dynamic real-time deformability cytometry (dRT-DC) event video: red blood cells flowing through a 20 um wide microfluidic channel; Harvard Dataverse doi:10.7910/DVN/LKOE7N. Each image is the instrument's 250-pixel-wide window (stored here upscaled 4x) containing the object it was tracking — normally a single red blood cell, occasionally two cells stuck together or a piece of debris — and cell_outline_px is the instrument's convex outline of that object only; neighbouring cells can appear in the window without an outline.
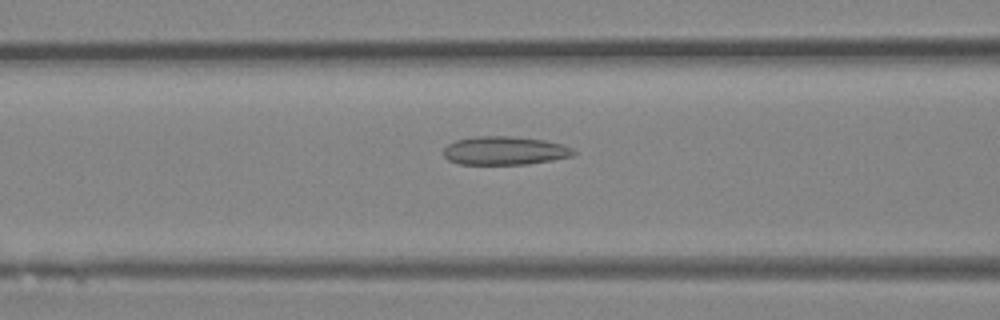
{"species": "Egyptian fruit bat (a non-hibernating species)", "species_latin": "Rousettus aegyptiacus", "temperature_condition": "room temperature", "stored_images_in_passage": 31, "camera_frame_rate_fps": 3000, "um_per_image_px": 0.085, "animal": {"sex": "female"}, "frame": {"image": 1, "passage_image": 6, "time_ms": 1.667, "image_size_px": [1000, 320], "cell_outline_px": [[576, 152], [572, 156], [552, 160], [528, 164], [460, 164], [448, 160], [444, 156], [444, 148], [448, 144], [456, 140], [476, 136], [512, 136], [544, 140], [564, 144], [572, 148]], "centroid_in_image_um": [42.91, 12.8], "position_along_channel_um": 123.7, "area_um2": 21.62}}
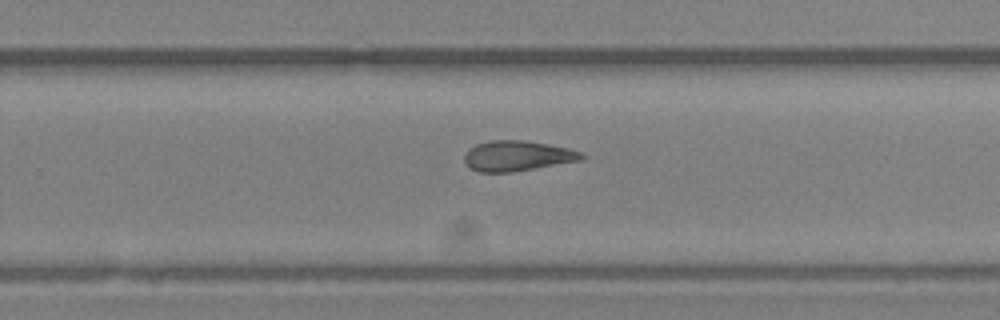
{"frame": {"image": 2, "passage_image": 16, "time_ms": 5.0, "image_size_px": [1000, 320], "cell_outline_px": [[584, 156], [580, 160], [512, 172], [476, 172], [468, 168], [464, 160], [464, 156], [468, 148], [476, 144], [492, 140], [524, 140], [548, 144], [568, 148], [580, 152]], "centroid_in_image_um": [43.89, 13.25], "position_along_channel_um": 285.9, "area_um2": 20.63}}
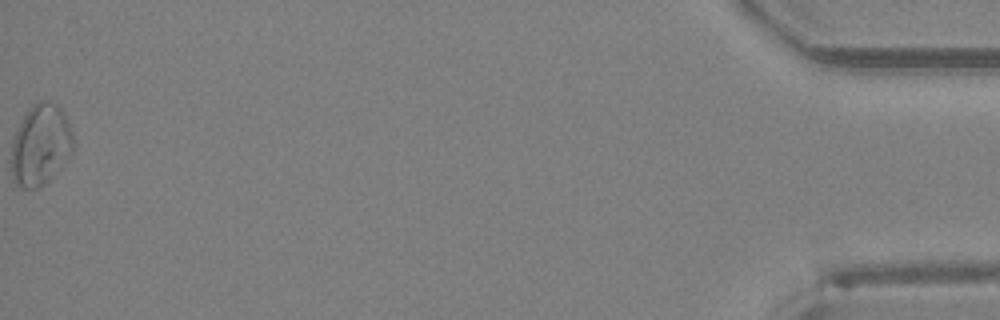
{"frame": {"image": 3, "passage_image": 31, "time_ms": 10.0, "image_size_px": [1000, 320], "cell_outline_px": [[76, 148], [52, 176], [44, 184], [36, 188], [24, 188], [16, 184], [12, 180], [12, 140], [28, 108], [32, 104], [40, 100], [52, 100], [64, 112], [72, 132]], "centroid_in_image_um": [3.47, 12.29], "position_along_channel_um": 431.7, "area_um2": 29.3}}